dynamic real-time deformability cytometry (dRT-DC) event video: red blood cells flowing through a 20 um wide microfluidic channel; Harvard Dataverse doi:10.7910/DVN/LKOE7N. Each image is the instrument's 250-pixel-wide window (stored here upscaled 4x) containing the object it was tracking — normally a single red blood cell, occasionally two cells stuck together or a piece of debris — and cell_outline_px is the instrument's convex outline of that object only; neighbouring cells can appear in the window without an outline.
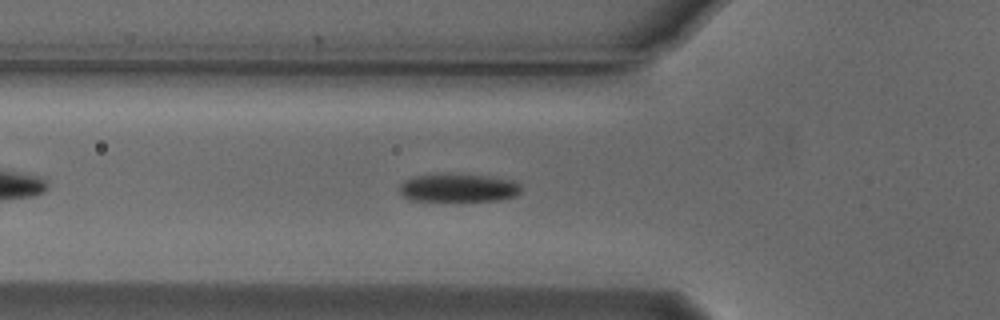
{"species": "Egyptian fruit bat (a non-hibernating species)", "species_latin": "Rousettus aegyptiacus", "temperature_condition": "cold", "stored_images_in_passage": 37, "camera_frame_rate_fps": 3000, "um_per_image_px": 0.085, "animal": {"sex": "male"}, "frame": {"image": 1, "passage_image": 10, "time_ms": 3.0, "image_size_px": [1000, 320], "cell_outline_px": [[520, 192], [516, 196], [496, 200], [456, 204], [408, 200], [396, 188], [404, 180], [416, 176], [488, 176], [512, 180], [520, 184]], "centroid_in_image_um": [38.92, 16.06], "position_along_channel_um": 86.9, "area_um2": 20.46}}
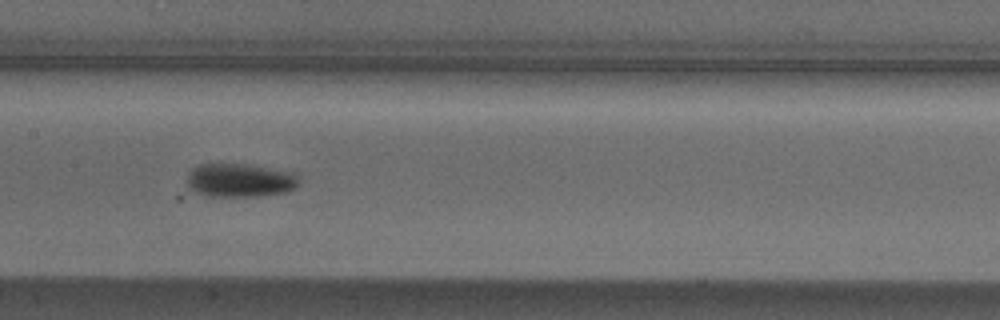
{"frame": {"image": 2, "passage_image": 18, "time_ms": 5.667, "image_size_px": [1000, 320], "cell_outline_px": [[296, 188], [288, 192], [256, 196], [208, 196], [196, 192], [188, 188], [188, 176], [192, 168], [200, 164], [248, 164], [292, 172], [296, 176]], "centroid_in_image_um": [20.37, 15.32], "position_along_channel_um": 187.0, "area_um2": 21.73}}
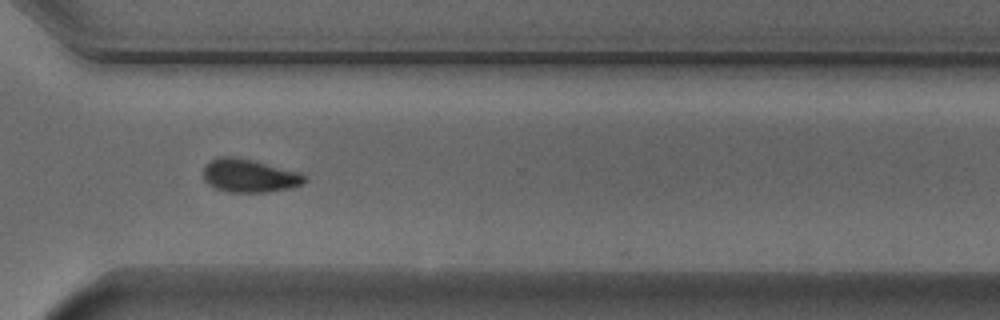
{"frame": {"image": 3, "passage_image": 31, "time_ms": 10.0, "image_size_px": [1000, 320], "cell_outline_px": [[308, 180], [304, 184], [292, 188], [268, 192], [228, 192], [216, 188], [208, 184], [204, 180], [204, 164], [216, 156], [232, 156], [252, 160], [300, 172]], "centroid_in_image_um": [21.19, 14.93], "position_along_channel_um": 349.4, "area_um2": 19.83}, "authors_computed_cell_mechanics": {"area_um2": 20.4612, "velocity_mm_per_s": 3.7482, "shape_relaxation_time_tau1_ms": 1.9568, "shape_relaxation_time_tau2_ms": null, "deformation_change_tau1": 0.1216, "deformation_change_tau2": null}}